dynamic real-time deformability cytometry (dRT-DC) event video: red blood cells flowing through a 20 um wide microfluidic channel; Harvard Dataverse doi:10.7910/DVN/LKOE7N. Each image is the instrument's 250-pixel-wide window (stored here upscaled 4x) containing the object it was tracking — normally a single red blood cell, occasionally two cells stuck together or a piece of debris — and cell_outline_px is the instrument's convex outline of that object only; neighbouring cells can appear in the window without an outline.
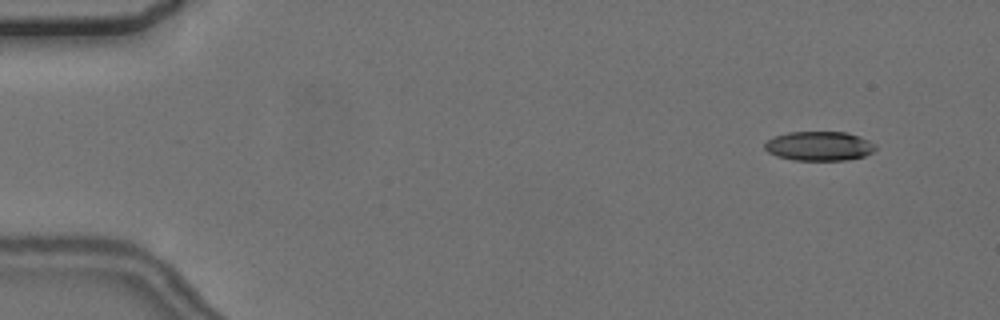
{"species": "common noctule bat (a hibernating species)", "species_latin": "Nyctalus noctula", "temperature_condition": "cold", "stored_images_in_passage": 6, "camera_frame_rate_fps": 3000, "um_per_image_px": 0.085, "animal": {"sex": "female", "body_mass_g": 24.6, "forearm_length_mm": 56.2}, "frame": {"image": 1, "passage_image": 1, "time_ms": 0.0, "image_size_px": [1000, 320], "cell_outline_px": [[876, 148], [872, 152], [864, 156], [844, 160], [792, 160], [776, 156], [768, 152], [764, 148], [764, 144], [768, 140], [776, 136], [788, 132], [848, 132], [860, 136], [876, 144]], "centroid_in_image_um": [69.64, 12.41], "position_along_channel_um": 15.4, "area_um2": 18.96}}
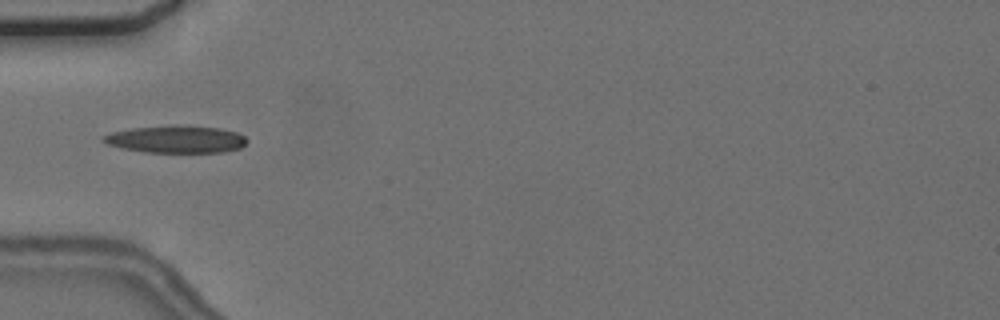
{"frame": {"image": 2, "passage_image": 4, "time_ms": 4.667, "image_size_px": [1000, 320], "cell_outline_px": [[248, 140], [240, 148], [224, 152], [148, 152], [124, 148], [108, 144], [100, 140], [100, 136], [112, 132], [132, 128], [172, 124], [176, 124], [220, 128], [236, 132], [244, 136]], "centroid_in_image_um": [14.96, 11.82], "position_along_channel_um": 70.0, "area_um2": 23.0}}
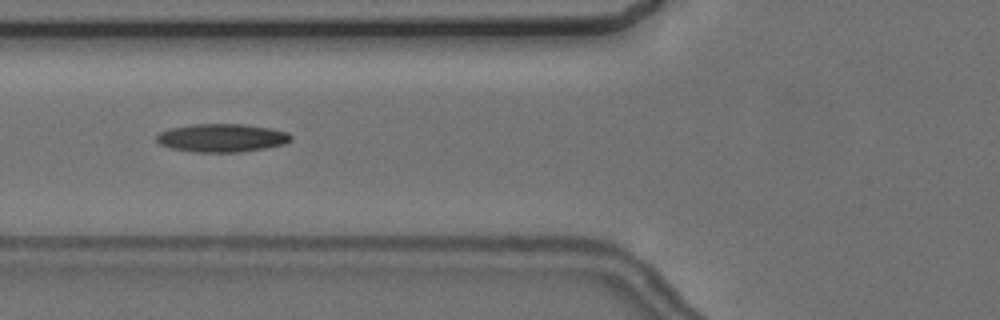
{"frame": {"image": 3, "passage_image": 5, "time_ms": 5.667, "image_size_px": [1000, 320], "cell_outline_px": [[292, 140], [284, 144], [264, 148], [240, 152], [192, 152], [172, 148], [160, 144], [156, 140], [156, 136], [160, 132], [172, 128], [192, 124], [244, 124], [272, 128], [288, 132], [292, 136]], "centroid_in_image_um": [18.88, 11.72], "position_along_channel_um": 106.9, "area_um2": 22.14}}